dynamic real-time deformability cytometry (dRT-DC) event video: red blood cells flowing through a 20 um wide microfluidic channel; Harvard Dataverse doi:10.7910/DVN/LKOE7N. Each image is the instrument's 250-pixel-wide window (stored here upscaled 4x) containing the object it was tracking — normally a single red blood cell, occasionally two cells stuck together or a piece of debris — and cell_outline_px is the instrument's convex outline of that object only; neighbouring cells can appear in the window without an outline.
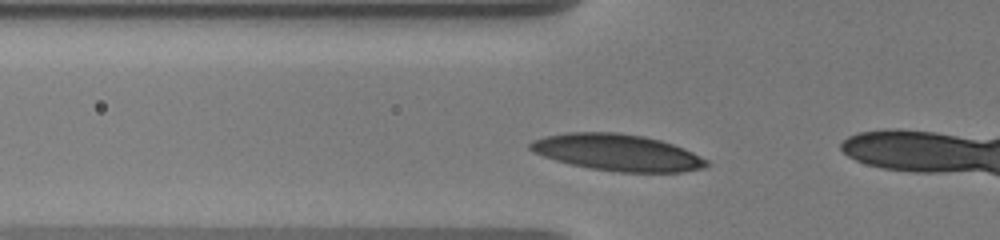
{"species": "human", "species_latin": "Homo sapiens", "temperature_condition": "warm", "stored_images_in_passage": 39, "camera_frame_rate_fps": 3000, "um_per_image_px": 0.085, "donor": {"sex": "male"}, "frame": {"image": 1, "passage_image": 12, "time_ms": 3.667, "image_size_px": [1000, 240], "cell_outline_px": [[708, 164], [704, 168], [684, 172], [616, 172], [588, 168], [556, 160], [532, 152], [528, 148], [528, 144], [532, 140], [544, 136], [568, 132], [616, 132], [644, 136], [660, 140], [684, 148], [708, 160]], "centroid_in_image_um": [52.46, 12.96], "position_along_channel_um": 73.3, "area_um2": 37.74}}
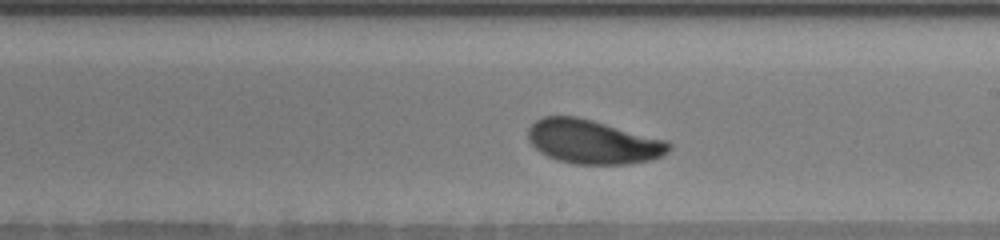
{"frame": {"image": 2, "passage_image": 26, "time_ms": 8.333, "image_size_px": [1000, 240], "cell_outline_px": [[672, 148], [664, 156], [652, 160], [628, 164], [572, 164], [556, 160], [540, 152], [528, 140], [528, 128], [536, 120], [544, 116], [576, 116], [592, 120], [668, 140], [672, 144]], "centroid_in_image_um": [50.44, 12.06], "position_along_channel_um": 238.6, "area_um2": 36.41}}
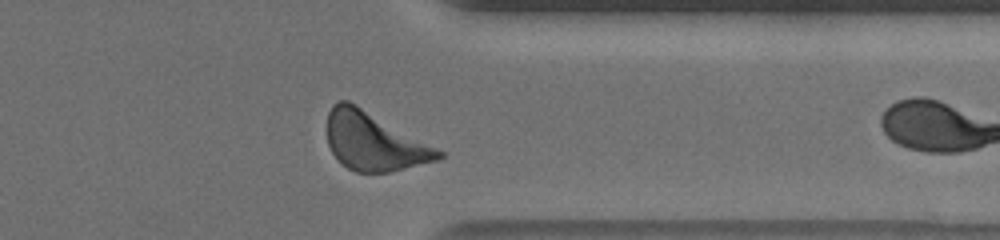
{"frame": {"image": 3, "passage_image": 38, "time_ms": 12.333, "image_size_px": [1000, 240], "cell_outline_px": [[444, 156], [436, 160], [388, 172], [356, 172], [348, 168], [332, 152], [328, 144], [328, 112], [332, 104], [340, 100], [348, 100], [356, 104], [444, 152]], "centroid_in_image_um": [31.76, 12.01], "position_along_channel_um": 379.6, "area_um2": 36.99}}